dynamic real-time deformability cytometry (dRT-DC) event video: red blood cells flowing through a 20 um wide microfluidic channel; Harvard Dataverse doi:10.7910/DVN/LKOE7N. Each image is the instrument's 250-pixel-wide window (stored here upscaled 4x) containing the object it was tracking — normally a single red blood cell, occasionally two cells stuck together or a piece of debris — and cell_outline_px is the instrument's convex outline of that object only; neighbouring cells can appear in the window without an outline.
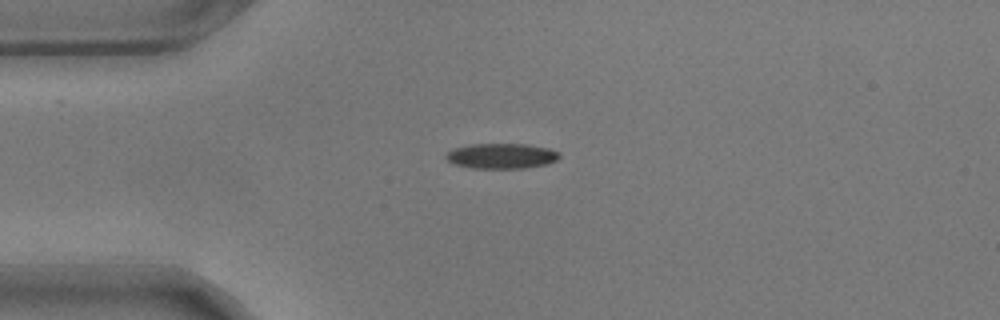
{"species": "common noctule bat (a hibernating species)", "species_latin": "Nyctalus noctula", "temperature_condition": "warm", "stored_images_in_passage": 44, "camera_frame_rate_fps": 3000, "um_per_image_px": 0.085, "animal": {"sex": "male", "body_mass_g": 17.9}, "frame": {"image": 1, "passage_image": 1, "time_ms": 0.0, "image_size_px": [1000, 320], "cell_outline_px": [[560, 156], [556, 160], [548, 164], [524, 168], [472, 168], [456, 164], [448, 160], [444, 156], [448, 152], [456, 148], [468, 144], [528, 144], [548, 148], [560, 152]], "centroid_in_image_um": [42.66, 13.25], "position_along_channel_um": 42.3, "area_um2": 16.65}}
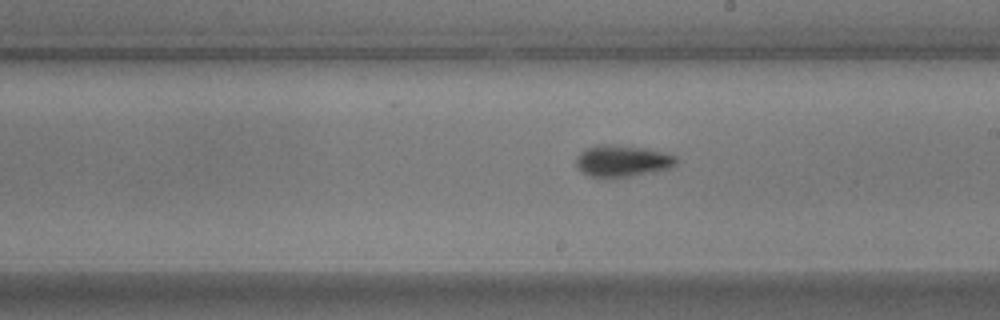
{"frame": {"image": 2, "passage_image": 19, "time_ms": 6.0, "image_size_px": [1000, 320], "cell_outline_px": [[676, 164], [672, 168], [656, 172], [628, 176], [592, 176], [584, 172], [576, 164], [576, 156], [584, 148], [596, 144], [616, 144], [644, 148], [664, 152], [676, 156]], "centroid_in_image_um": [52.92, 13.64], "position_along_channel_um": 236.1, "area_um2": 18.38}}
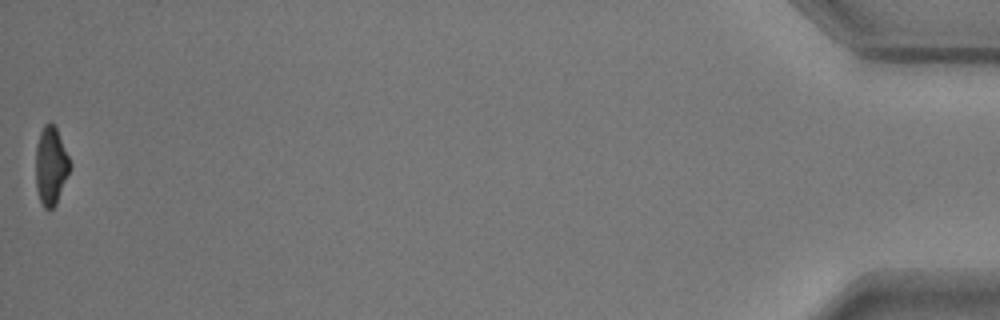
{"frame": {"image": 3, "passage_image": 44, "time_ms": 14.333, "image_size_px": [1000, 320], "cell_outline_px": [[72, 164], [56, 204], [48, 212], [44, 208], [40, 200], [36, 188], [36, 144], [40, 132], [44, 124], [52, 124], [56, 128]], "centroid_in_image_um": [4.32, 14.12], "position_along_channel_um": 430.9, "area_um2": 15.49}, "authors_computed_cell_mechanics": {"area_um2": 16.9932, "velocity_mm_per_s": 3.5421, "shape_relaxation_time_tau1_ms": 3.0291, "shape_relaxation_time_tau2_ms": 4.1391, "deformation_change_tau1": 0.1463, "deformation_change_tau2": 0.0901}}